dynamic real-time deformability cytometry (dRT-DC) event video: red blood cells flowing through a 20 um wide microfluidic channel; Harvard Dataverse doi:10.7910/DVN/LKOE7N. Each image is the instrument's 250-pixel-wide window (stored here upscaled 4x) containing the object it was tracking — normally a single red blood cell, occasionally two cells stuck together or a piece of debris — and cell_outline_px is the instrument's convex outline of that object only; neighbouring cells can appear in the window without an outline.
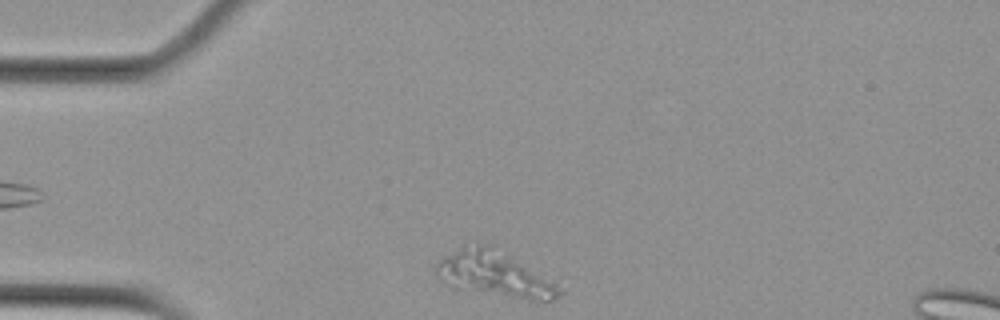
{"species": "Egyptian fruit bat (a non-hibernating species)", "species_latin": "Rousettus aegyptiacus", "temperature_condition": "cold", "stored_images_in_passage": 45, "camera_frame_rate_fps": 3000, "um_per_image_px": 0.085, "animal": {"sex": "female"}, "frame": {"image": 1, "passage_image": 1, "time_ms": 0.0, "image_size_px": [1000, 320], "cell_outline_px": [[564, 292], [560, 296], [552, 300], [532, 300], [452, 288], [440, 280], [436, 268], [436, 264], [444, 256], [460, 248], [476, 244], [488, 244], [556, 280]], "centroid_in_image_um": [42.1, 23.32], "position_along_channel_um": 42.9, "area_um2": 32.54}}
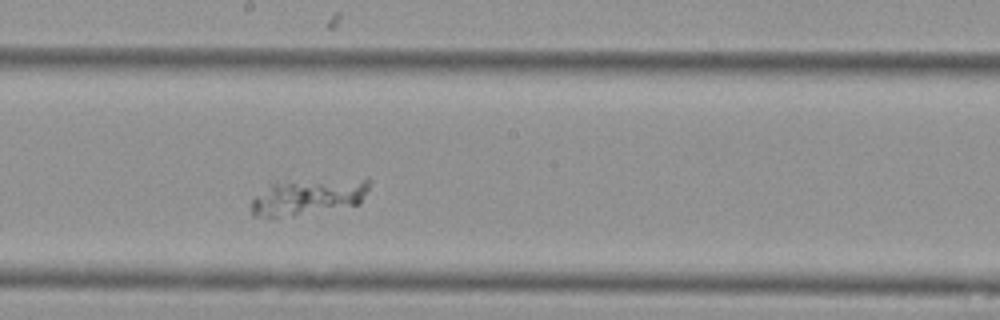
{"frame": {"image": 2, "passage_image": 19, "time_ms": 6.0, "image_size_px": [1000, 320], "cell_outline_px": [[368, 188], [360, 204], [268, 220], [252, 216], [252, 200], [256, 196], [272, 184], [368, 176]], "centroid_in_image_um": [26.22, 16.75], "position_along_channel_um": 222.0, "area_um2": 24.91}}
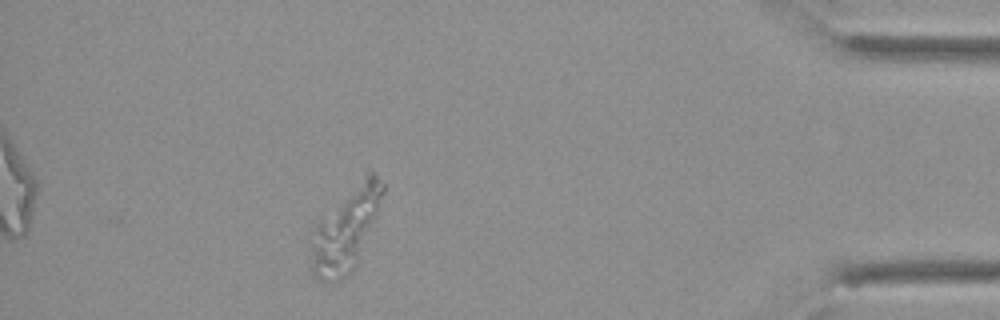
{"frame": {"image": 3, "passage_image": 39, "time_ms": 12.667, "image_size_px": [1000, 320], "cell_outline_px": [[384, 192], [376, 216], [356, 264], [352, 272], [344, 280], [332, 284], [328, 284], [320, 280], [312, 272], [312, 244], [316, 224], [368, 168], [372, 168], [384, 184]], "centroid_in_image_um": [29.43, 19.48], "position_along_channel_um": 405.8, "area_um2": 34.56}}